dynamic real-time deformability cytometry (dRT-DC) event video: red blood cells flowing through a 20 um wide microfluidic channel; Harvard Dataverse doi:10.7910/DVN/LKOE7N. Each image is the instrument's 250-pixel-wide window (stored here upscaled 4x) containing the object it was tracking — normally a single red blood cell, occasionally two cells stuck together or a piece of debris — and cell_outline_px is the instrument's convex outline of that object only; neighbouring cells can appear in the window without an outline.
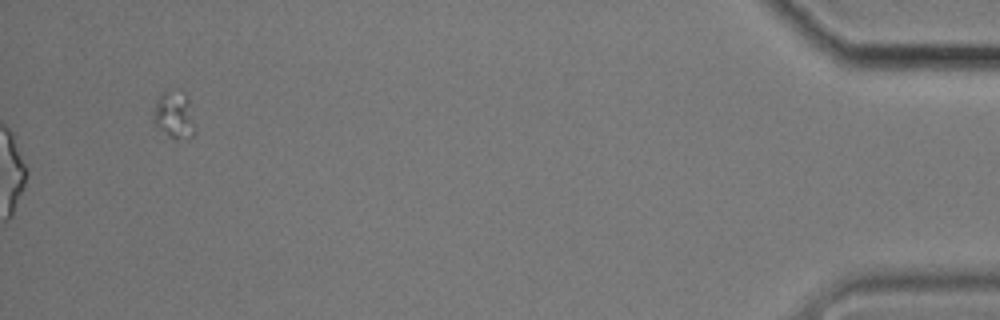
{"species": "common noctule bat (a hibernating species)", "species_latin": "Nyctalus noctula", "temperature_condition": "cold", "stored_images_in_passage": 58, "segment_of_instrument_passage": [2, 2], "camera_frame_rate_fps": 3000, "um_per_image_px": 0.085, "animal": {"sex": "male", "body_mass_g": 17.9}, "frame": {"image": 1, "passage_image": 58, "time_ms": 19.0, "image_size_px": [1000, 320], "cell_outline_px": [[196, 132], [192, 136], [172, 136], [156, 124], [152, 120], [152, 116], [156, 104], [160, 96], [164, 92], [188, 96], [196, 128]], "centroid_in_image_um": [14.84, 9.78], "position_along_channel_um": 420.4, "area_um2": 10.52}}